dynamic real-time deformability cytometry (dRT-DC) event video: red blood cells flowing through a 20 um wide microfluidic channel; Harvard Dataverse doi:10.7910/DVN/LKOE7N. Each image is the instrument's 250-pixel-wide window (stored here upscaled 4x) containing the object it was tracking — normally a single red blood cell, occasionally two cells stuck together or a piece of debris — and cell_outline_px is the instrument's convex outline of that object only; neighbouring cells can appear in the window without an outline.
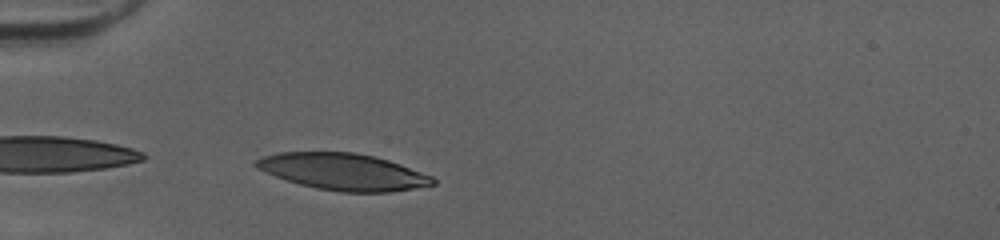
{"species": "human", "species_latin": "Homo sapiens", "temperature_condition": "cold", "stored_images_in_passage": 28, "camera_frame_rate_fps": 3000, "um_per_image_px": 0.085, "donor": {"sex": "female"}, "frame": {"image": 1, "passage_image": 1, "time_ms": 0.0, "image_size_px": [1000, 240], "cell_outline_px": [[436, 184], [388, 192], [340, 192], [316, 188], [300, 184], [276, 176], [256, 168], [252, 164], [256, 160], [264, 156], [276, 152], [352, 152], [372, 156], [388, 160], [400, 164], [432, 176], [436, 180]], "centroid_in_image_um": [29.15, 14.59], "position_along_channel_um": 55.9, "area_um2": 37.45}}
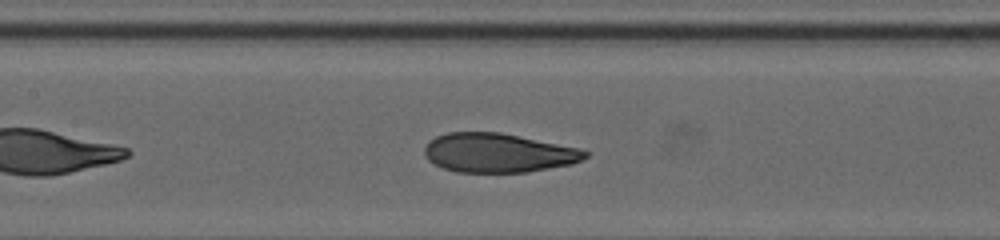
{"frame": {"image": 2, "passage_image": 10, "time_ms": 3.0, "image_size_px": [1000, 240], "cell_outline_px": [[592, 152], [584, 160], [572, 164], [528, 172], [456, 172], [444, 168], [428, 160], [424, 152], [424, 148], [436, 136], [448, 132], [500, 132], [580, 148]], "centroid_in_image_um": [42.41, 12.99], "position_along_channel_um": 165.0, "area_um2": 36.7}}
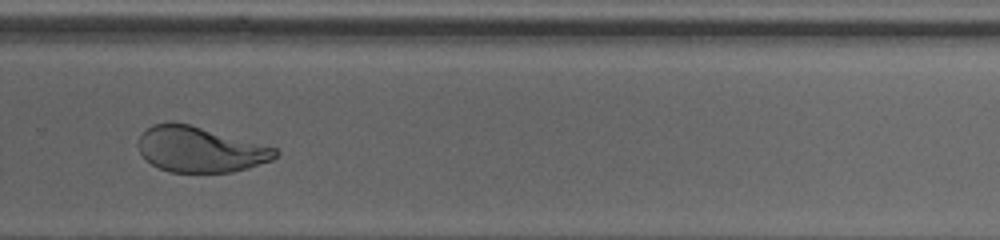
{"frame": {"image": 3, "passage_image": 21, "time_ms": 6.667, "image_size_px": [1000, 240], "cell_outline_px": [[280, 152], [272, 160], [248, 168], [232, 172], [168, 172], [144, 160], [136, 144], [140, 136], [152, 124], [188, 124], [276, 148]], "centroid_in_image_um": [16.99, 12.73], "position_along_channel_um": 312.8, "area_um2": 35.84}, "authors_computed_cell_mechanics": {"area_um2": 37.4833, "velocity_mm_per_s": 4.0384, "shape_relaxation_time_tau1_ms": 7.3803, "shape_relaxation_time_tau2_ms": 0.8204, "deformation_change_tau1": 0.2735, "deformation_change_tau2": 0.0702}}